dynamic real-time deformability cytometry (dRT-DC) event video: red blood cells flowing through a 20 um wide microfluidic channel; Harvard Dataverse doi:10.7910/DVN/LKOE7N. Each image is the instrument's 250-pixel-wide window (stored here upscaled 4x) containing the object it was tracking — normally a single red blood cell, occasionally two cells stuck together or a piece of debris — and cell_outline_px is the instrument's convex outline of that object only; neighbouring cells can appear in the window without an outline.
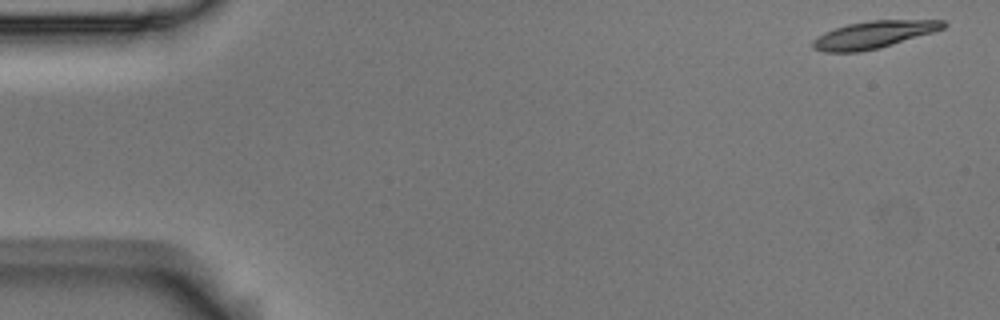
{"species": "Egyptian fruit bat (a non-hibernating species)", "species_latin": "Rousettus aegyptiacus", "temperature_condition": "room temperature", "stored_images_in_passage": 4, "camera_frame_rate_fps": 3000, "um_per_image_px": 0.085, "animal": {"sex": "male"}, "frame": {"image": 1, "passage_image": 1, "time_ms": 0.0, "image_size_px": [1000, 320], "cell_outline_px": [[948, 24], [944, 28], [932, 32], [880, 48], [860, 52], [824, 52], [812, 48], [812, 40], [816, 36], [824, 32], [848, 24], [872, 20], [944, 20]], "centroid_in_image_um": [74.23, 2.95], "position_along_channel_um": 10.8, "area_um2": 20.69}}